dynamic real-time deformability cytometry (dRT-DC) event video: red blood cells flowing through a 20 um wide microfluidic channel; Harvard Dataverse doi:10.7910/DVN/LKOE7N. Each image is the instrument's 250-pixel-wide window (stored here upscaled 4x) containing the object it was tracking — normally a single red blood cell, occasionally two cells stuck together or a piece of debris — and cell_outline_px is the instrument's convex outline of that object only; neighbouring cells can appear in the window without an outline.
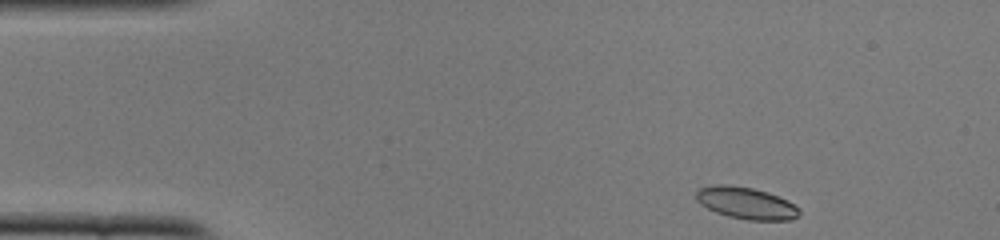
{"species": "common noctule bat (a hibernating species)", "species_latin": "Nyctalus noctula", "temperature_condition": "cold", "stored_images_in_passage": 46, "camera_frame_rate_fps": 3000, "um_per_image_px": 0.085, "animal": {"sex": "female", "body_mass_g": 22.0, "forearm_length_mm": 56.7}, "frame": {"image": 1, "passage_image": 1, "time_ms": 0.0, "image_size_px": [1000, 240], "cell_outline_px": [[800, 216], [792, 220], [748, 220], [728, 216], [716, 212], [700, 204], [696, 200], [696, 192], [700, 188], [716, 184], [724, 184], [752, 188], [768, 192], [788, 200], [800, 208]], "centroid_in_image_um": [63.46, 17.27], "position_along_channel_um": 21.5, "area_um2": 19.25}}
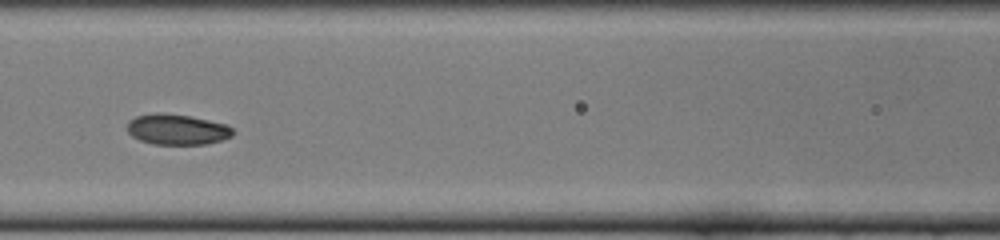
{"frame": {"image": 2, "passage_image": 17, "time_ms": 5.333, "image_size_px": [1000, 240], "cell_outline_px": [[232, 136], [220, 140], [204, 144], [152, 144], [140, 140], [132, 136], [128, 132], [128, 120], [136, 116], [156, 112], [160, 112], [188, 116], [208, 120], [224, 124], [232, 128]], "centroid_in_image_um": [15.0, 11.0], "position_along_channel_um": 151.6, "area_um2": 18.61}}
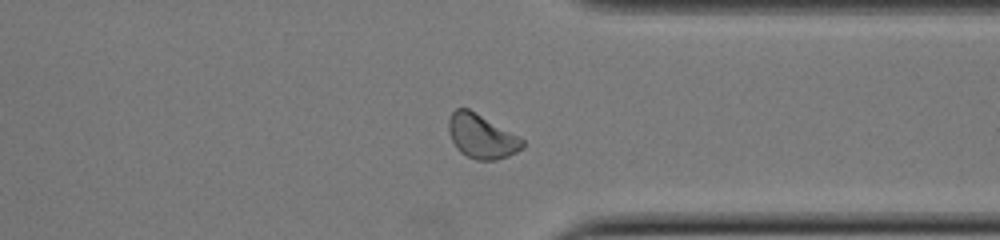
{"frame": {"image": 3, "passage_image": 34, "time_ms": 11.0, "image_size_px": [1000, 240], "cell_outline_px": [[524, 148], [508, 156], [496, 160], [476, 160], [460, 152], [456, 148], [448, 132], [448, 120], [452, 112], [456, 108], [468, 108], [520, 136], [524, 140]], "centroid_in_image_um": [40.94, 11.59], "position_along_channel_um": 370.5, "area_um2": 19.13}, "authors_computed_cell_mechanics": {"area_um2": 18.8428, "velocity_mm_per_s": 3.8861, "shape_relaxation_time_tau1_ms": 3.0407, "shape_relaxation_time_tau2_ms": 3.9941, "deformation_change_tau1": 0.0708, "deformation_change_tau2": 0.0797}}